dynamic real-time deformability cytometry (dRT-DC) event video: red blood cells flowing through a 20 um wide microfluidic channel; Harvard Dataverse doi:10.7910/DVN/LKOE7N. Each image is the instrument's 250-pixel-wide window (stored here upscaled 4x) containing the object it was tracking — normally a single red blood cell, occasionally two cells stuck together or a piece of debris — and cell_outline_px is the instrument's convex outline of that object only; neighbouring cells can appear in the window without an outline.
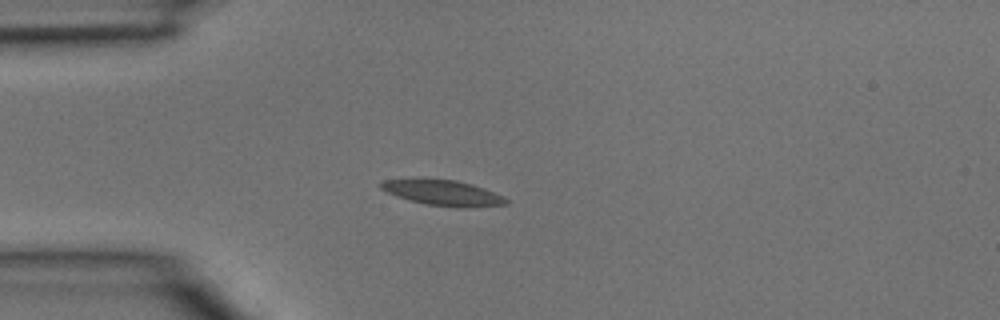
{"species": "common noctule bat (a hibernating species)", "species_latin": "Nyctalus noctula", "temperature_condition": "room temperature", "stored_images_in_passage": 3, "camera_frame_rate_fps": 3000, "um_per_image_px": 0.085, "animal": {"sex": "male", "body_mass_g": 15.6}, "frame": {"image": 1, "passage_image": 3, "time_ms": 0.667, "image_size_px": [1000, 320], "cell_outline_px": [[508, 204], [468, 208], [456, 208], [424, 204], [396, 196], [380, 188], [380, 184], [384, 180], [456, 180], [472, 184], [484, 188], [504, 196], [508, 200]], "centroid_in_image_um": [37.73, 16.42], "position_along_channel_um": 47.3, "area_um2": 18.32}}